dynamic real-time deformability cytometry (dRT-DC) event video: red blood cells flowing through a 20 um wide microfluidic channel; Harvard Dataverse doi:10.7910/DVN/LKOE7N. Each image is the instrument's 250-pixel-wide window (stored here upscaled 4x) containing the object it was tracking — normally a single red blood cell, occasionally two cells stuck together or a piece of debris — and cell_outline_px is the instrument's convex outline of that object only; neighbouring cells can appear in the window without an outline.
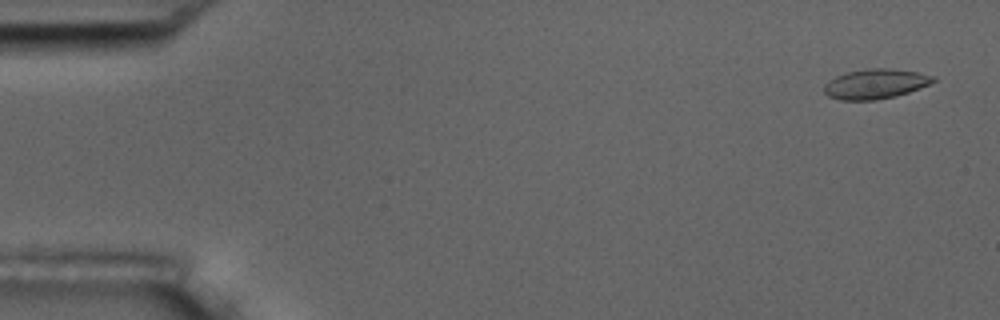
{"species": "common noctule bat (a hibernating species)", "species_latin": "Nyctalus noctula", "temperature_condition": "room temperature", "stored_images_in_passage": 5, "camera_frame_rate_fps": 3000, "um_per_image_px": 0.085, "animal": {"sex": "male", "body_mass_g": 17.5, "forearm_length_mm": 52.3}, "frame": {"image": 1, "passage_image": 1, "time_ms": 0.0, "image_size_px": [1000, 320], "cell_outline_px": [[936, 80], [920, 88], [896, 96], [876, 100], [840, 100], [828, 96], [824, 92], [824, 84], [836, 76], [848, 72], [868, 68], [888, 68], [916, 72], [936, 76]], "centroid_in_image_um": [74.4, 7.13], "position_along_channel_um": 10.6, "area_um2": 18.9}}
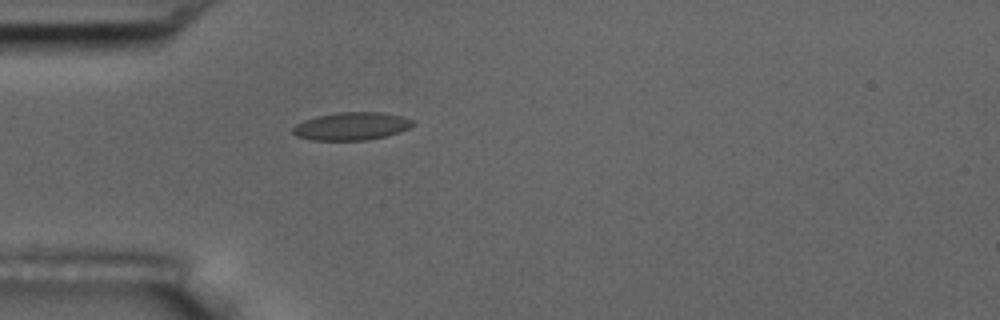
{"frame": {"image": 2, "passage_image": 5, "time_ms": 1.333, "image_size_px": [1000, 320], "cell_outline_px": [[416, 124], [400, 132], [384, 136], [364, 140], [312, 140], [296, 136], [292, 132], [292, 128], [296, 124], [304, 120], [316, 116], [336, 112], [380, 112], [400, 116], [412, 120]], "centroid_in_image_um": [29.85, 10.72], "position_along_channel_um": 55.2, "area_um2": 19.42}}